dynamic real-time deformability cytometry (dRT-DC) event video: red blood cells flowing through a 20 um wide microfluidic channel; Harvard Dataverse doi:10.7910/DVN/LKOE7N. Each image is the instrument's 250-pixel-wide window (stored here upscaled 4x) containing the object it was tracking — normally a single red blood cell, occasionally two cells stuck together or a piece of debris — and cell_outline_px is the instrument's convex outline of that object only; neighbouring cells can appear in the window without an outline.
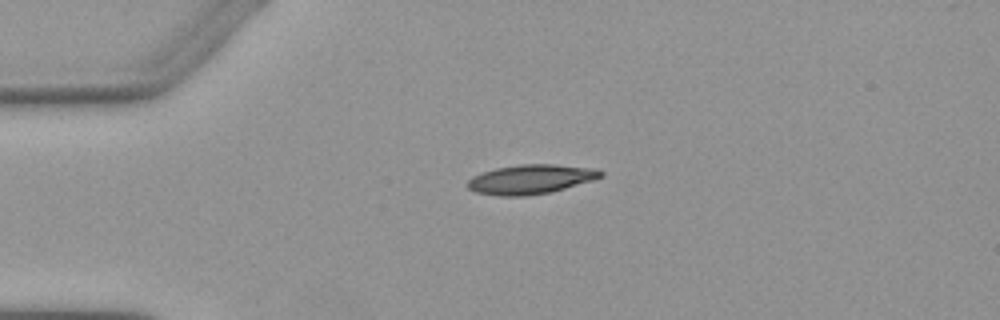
{"species": "Egyptian fruit bat (a non-hibernating species)", "species_latin": "Rousettus aegyptiacus", "temperature_condition": "warm", "stored_images_in_passage": 3, "camera_frame_rate_fps": 3000, "um_per_image_px": 0.085, "animal": {"sex": "female"}, "frame": {"image": 1, "passage_image": 1, "time_ms": 0.0, "image_size_px": [1000, 320], "cell_outline_px": [[604, 176], [592, 180], [564, 188], [548, 192], [524, 196], [500, 196], [476, 192], [468, 188], [468, 180], [472, 176], [496, 168], [520, 164], [556, 164], [596, 168], [604, 172]], "centroid_in_image_um": [45.13, 15.22], "position_along_channel_um": 39.9, "area_um2": 22.66}}